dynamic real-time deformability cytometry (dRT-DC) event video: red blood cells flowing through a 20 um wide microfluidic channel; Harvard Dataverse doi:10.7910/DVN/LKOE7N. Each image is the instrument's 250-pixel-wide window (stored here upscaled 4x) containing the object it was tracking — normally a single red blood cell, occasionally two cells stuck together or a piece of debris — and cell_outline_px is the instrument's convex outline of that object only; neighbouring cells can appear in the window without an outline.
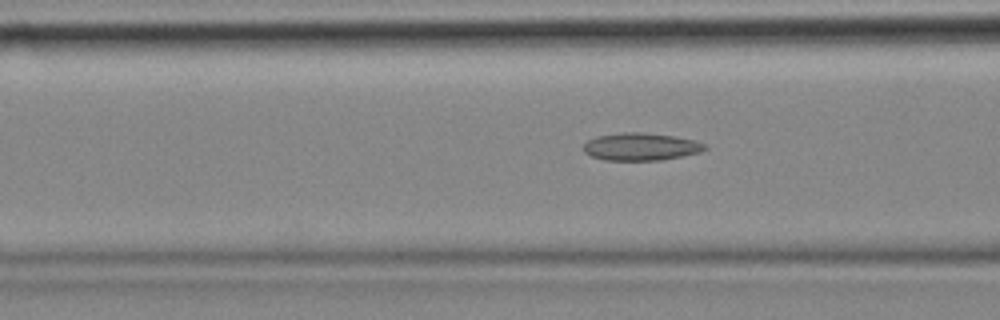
{"species": "common noctule bat (a hibernating species)", "species_latin": "Nyctalus noctula", "temperature_condition": "cold", "stored_images_in_passage": 54, "camera_frame_rate_fps": 3000, "um_per_image_px": 0.085, "animal": {"sex": "female", "body_mass_g": 18.4}, "frame": {"image": 1, "passage_image": 18, "time_ms": 5.667, "image_size_px": [1000, 320], "cell_outline_px": [[708, 148], [700, 152], [660, 160], [604, 160], [592, 156], [584, 152], [584, 144], [588, 140], [596, 136], [624, 132], [640, 132], [676, 136], [696, 140], [708, 144]], "centroid_in_image_um": [54.51, 12.46], "position_along_channel_um": 112.1, "area_um2": 19.54}}
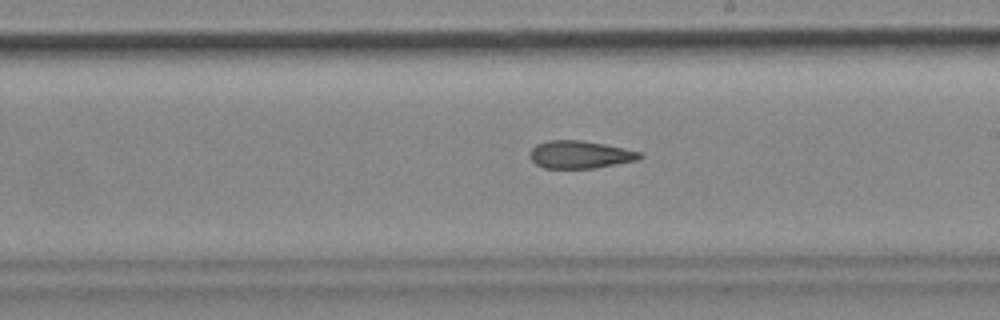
{"frame": {"image": 2, "passage_image": 29, "time_ms": 9.333, "image_size_px": [1000, 320], "cell_outline_px": [[644, 156], [640, 160], [592, 168], [544, 168], [536, 164], [532, 160], [532, 148], [536, 144], [548, 140], [580, 140], [604, 144], [624, 148], [640, 152]], "centroid_in_image_um": [49.34, 13.14], "position_along_channel_um": 239.7, "area_um2": 17.57}}
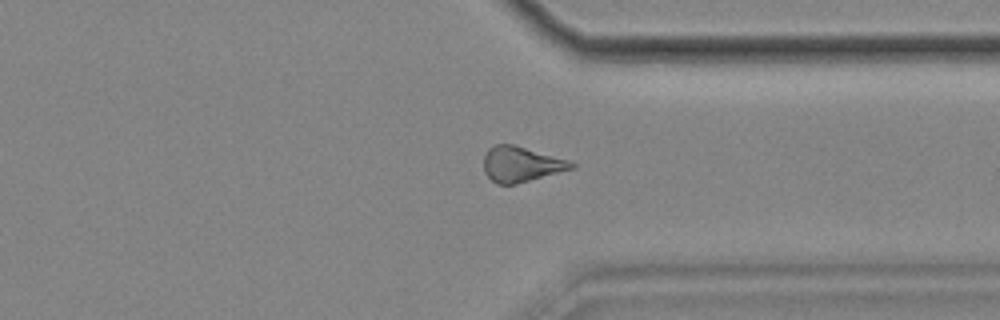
{"frame": {"image": 3, "passage_image": 40, "time_ms": 13.0, "image_size_px": [1000, 320], "cell_outline_px": [[576, 168], [516, 184], [496, 184], [484, 172], [484, 156], [488, 148], [496, 144], [512, 144], [568, 160], [576, 164]], "centroid_in_image_um": [44.29, 13.97], "position_along_channel_um": 367.1, "area_um2": 17.98}, "authors_computed_cell_mechanics": {"area_um2": 18.3226, "velocity_mm_per_s": 3.4846, "shape_relaxation_time_tau1_ms": null, "shape_relaxation_time_tau2_ms": 6.0974, "deformation_change_tau1": null, "deformation_change_tau2": 0.1498}}